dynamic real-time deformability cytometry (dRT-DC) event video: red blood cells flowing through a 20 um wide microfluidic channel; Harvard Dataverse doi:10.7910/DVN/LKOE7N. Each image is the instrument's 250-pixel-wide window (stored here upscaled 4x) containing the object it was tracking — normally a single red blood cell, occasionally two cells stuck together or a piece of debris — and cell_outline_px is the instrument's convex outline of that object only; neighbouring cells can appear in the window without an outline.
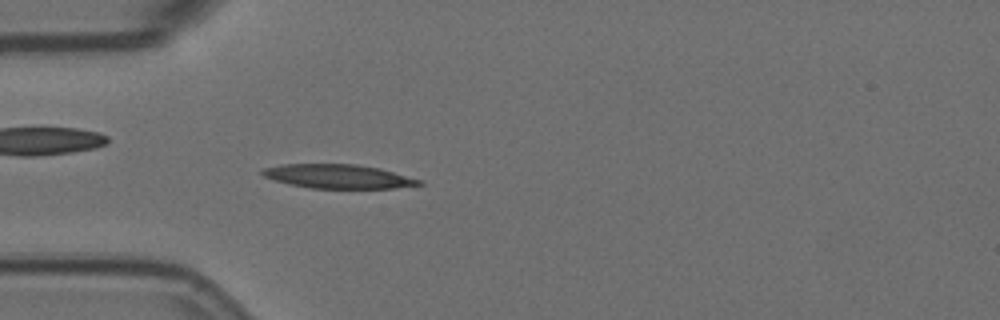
{"species": "Egyptian fruit bat (a non-hibernating species)", "species_latin": "Rousettus aegyptiacus", "temperature_condition": "room temperature", "stored_images_in_passage": 4, "camera_frame_rate_fps": 3000, "um_per_image_px": 0.085, "animal": {"sex": "female"}, "frame": {"image": 1, "passage_image": 4, "time_ms": 1.0, "image_size_px": [1000, 320], "cell_outline_px": [[424, 184], [392, 188], [312, 188], [288, 184], [264, 176], [260, 172], [260, 168], [280, 164], [356, 164], [380, 168], [424, 180]], "centroid_in_image_um": [28.75, 14.98], "position_along_channel_um": 56.3, "area_um2": 22.02}}